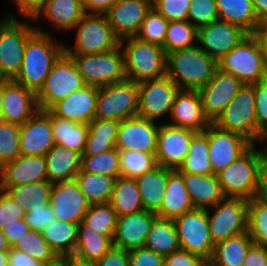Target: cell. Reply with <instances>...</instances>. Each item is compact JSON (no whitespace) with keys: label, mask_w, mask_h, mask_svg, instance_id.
Segmentation results:
<instances>
[{"label":"cell","mask_w":267,"mask_h":266,"mask_svg":"<svg viewBox=\"0 0 267 266\" xmlns=\"http://www.w3.org/2000/svg\"><path fill=\"white\" fill-rule=\"evenodd\" d=\"M77 29L73 48L64 45L66 55L99 54L120 45L104 14H86L73 29Z\"/></svg>","instance_id":"cell-7"},{"label":"cell","mask_w":267,"mask_h":266,"mask_svg":"<svg viewBox=\"0 0 267 266\" xmlns=\"http://www.w3.org/2000/svg\"><path fill=\"white\" fill-rule=\"evenodd\" d=\"M35 31V27L19 22L11 12L1 21L0 68L10 80L19 73L27 39Z\"/></svg>","instance_id":"cell-11"},{"label":"cell","mask_w":267,"mask_h":266,"mask_svg":"<svg viewBox=\"0 0 267 266\" xmlns=\"http://www.w3.org/2000/svg\"><path fill=\"white\" fill-rule=\"evenodd\" d=\"M144 247L164 257L181 249L173 219L157 217L146 237Z\"/></svg>","instance_id":"cell-39"},{"label":"cell","mask_w":267,"mask_h":266,"mask_svg":"<svg viewBox=\"0 0 267 266\" xmlns=\"http://www.w3.org/2000/svg\"><path fill=\"white\" fill-rule=\"evenodd\" d=\"M0 266H9L8 250L0 251Z\"/></svg>","instance_id":"cell-69"},{"label":"cell","mask_w":267,"mask_h":266,"mask_svg":"<svg viewBox=\"0 0 267 266\" xmlns=\"http://www.w3.org/2000/svg\"><path fill=\"white\" fill-rule=\"evenodd\" d=\"M168 23L169 21L152 7L135 37L143 42L163 46Z\"/></svg>","instance_id":"cell-50"},{"label":"cell","mask_w":267,"mask_h":266,"mask_svg":"<svg viewBox=\"0 0 267 266\" xmlns=\"http://www.w3.org/2000/svg\"><path fill=\"white\" fill-rule=\"evenodd\" d=\"M213 124L222 130L241 134L252 144H256L254 84H244Z\"/></svg>","instance_id":"cell-10"},{"label":"cell","mask_w":267,"mask_h":266,"mask_svg":"<svg viewBox=\"0 0 267 266\" xmlns=\"http://www.w3.org/2000/svg\"><path fill=\"white\" fill-rule=\"evenodd\" d=\"M128 256L129 266H164L165 257L145 247L129 250Z\"/></svg>","instance_id":"cell-57"},{"label":"cell","mask_w":267,"mask_h":266,"mask_svg":"<svg viewBox=\"0 0 267 266\" xmlns=\"http://www.w3.org/2000/svg\"><path fill=\"white\" fill-rule=\"evenodd\" d=\"M257 28H267V17L264 18L259 25L257 26Z\"/></svg>","instance_id":"cell-74"},{"label":"cell","mask_w":267,"mask_h":266,"mask_svg":"<svg viewBox=\"0 0 267 266\" xmlns=\"http://www.w3.org/2000/svg\"><path fill=\"white\" fill-rule=\"evenodd\" d=\"M156 154L119 150L121 177L136 179L155 168Z\"/></svg>","instance_id":"cell-47"},{"label":"cell","mask_w":267,"mask_h":266,"mask_svg":"<svg viewBox=\"0 0 267 266\" xmlns=\"http://www.w3.org/2000/svg\"><path fill=\"white\" fill-rule=\"evenodd\" d=\"M187 20L197 29L219 20L215 0H191Z\"/></svg>","instance_id":"cell-52"},{"label":"cell","mask_w":267,"mask_h":266,"mask_svg":"<svg viewBox=\"0 0 267 266\" xmlns=\"http://www.w3.org/2000/svg\"><path fill=\"white\" fill-rule=\"evenodd\" d=\"M253 144L232 164L216 174L226 197L251 200L256 192L258 172L267 160V149Z\"/></svg>","instance_id":"cell-3"},{"label":"cell","mask_w":267,"mask_h":266,"mask_svg":"<svg viewBox=\"0 0 267 266\" xmlns=\"http://www.w3.org/2000/svg\"><path fill=\"white\" fill-rule=\"evenodd\" d=\"M38 110L36 93L13 80L3 86V121L21 126Z\"/></svg>","instance_id":"cell-26"},{"label":"cell","mask_w":267,"mask_h":266,"mask_svg":"<svg viewBox=\"0 0 267 266\" xmlns=\"http://www.w3.org/2000/svg\"><path fill=\"white\" fill-rule=\"evenodd\" d=\"M20 125L0 121V168L20 156Z\"/></svg>","instance_id":"cell-51"},{"label":"cell","mask_w":267,"mask_h":266,"mask_svg":"<svg viewBox=\"0 0 267 266\" xmlns=\"http://www.w3.org/2000/svg\"><path fill=\"white\" fill-rule=\"evenodd\" d=\"M44 157L49 182L74 180L81 170L82 154L57 144Z\"/></svg>","instance_id":"cell-29"},{"label":"cell","mask_w":267,"mask_h":266,"mask_svg":"<svg viewBox=\"0 0 267 266\" xmlns=\"http://www.w3.org/2000/svg\"><path fill=\"white\" fill-rule=\"evenodd\" d=\"M253 198L259 203L267 205V160L258 172L257 187Z\"/></svg>","instance_id":"cell-64"},{"label":"cell","mask_w":267,"mask_h":266,"mask_svg":"<svg viewBox=\"0 0 267 266\" xmlns=\"http://www.w3.org/2000/svg\"><path fill=\"white\" fill-rule=\"evenodd\" d=\"M254 242L246 232L214 245L208 263L211 266H242L250 246Z\"/></svg>","instance_id":"cell-34"},{"label":"cell","mask_w":267,"mask_h":266,"mask_svg":"<svg viewBox=\"0 0 267 266\" xmlns=\"http://www.w3.org/2000/svg\"><path fill=\"white\" fill-rule=\"evenodd\" d=\"M177 171L199 175L213 174L209 160L208 127L193 135L186 158Z\"/></svg>","instance_id":"cell-40"},{"label":"cell","mask_w":267,"mask_h":266,"mask_svg":"<svg viewBox=\"0 0 267 266\" xmlns=\"http://www.w3.org/2000/svg\"><path fill=\"white\" fill-rule=\"evenodd\" d=\"M211 209H214L213 215L206 211L214 245L247 231L248 200L225 197Z\"/></svg>","instance_id":"cell-13"},{"label":"cell","mask_w":267,"mask_h":266,"mask_svg":"<svg viewBox=\"0 0 267 266\" xmlns=\"http://www.w3.org/2000/svg\"><path fill=\"white\" fill-rule=\"evenodd\" d=\"M75 62L86 85L97 88L126 80L124 53L115 49L91 55H67Z\"/></svg>","instance_id":"cell-5"},{"label":"cell","mask_w":267,"mask_h":266,"mask_svg":"<svg viewBox=\"0 0 267 266\" xmlns=\"http://www.w3.org/2000/svg\"><path fill=\"white\" fill-rule=\"evenodd\" d=\"M54 144L49 110H38L20 126V155L45 156Z\"/></svg>","instance_id":"cell-22"},{"label":"cell","mask_w":267,"mask_h":266,"mask_svg":"<svg viewBox=\"0 0 267 266\" xmlns=\"http://www.w3.org/2000/svg\"><path fill=\"white\" fill-rule=\"evenodd\" d=\"M219 20L241 27L251 34L260 21L254 11L252 0H215Z\"/></svg>","instance_id":"cell-35"},{"label":"cell","mask_w":267,"mask_h":266,"mask_svg":"<svg viewBox=\"0 0 267 266\" xmlns=\"http://www.w3.org/2000/svg\"><path fill=\"white\" fill-rule=\"evenodd\" d=\"M218 69L231 74L246 85L267 78L259 45L251 34L218 61Z\"/></svg>","instance_id":"cell-6"},{"label":"cell","mask_w":267,"mask_h":266,"mask_svg":"<svg viewBox=\"0 0 267 266\" xmlns=\"http://www.w3.org/2000/svg\"><path fill=\"white\" fill-rule=\"evenodd\" d=\"M242 266H267V248L253 243L246 254Z\"/></svg>","instance_id":"cell-61"},{"label":"cell","mask_w":267,"mask_h":266,"mask_svg":"<svg viewBox=\"0 0 267 266\" xmlns=\"http://www.w3.org/2000/svg\"><path fill=\"white\" fill-rule=\"evenodd\" d=\"M27 39L19 73L14 82L38 93L44 85L53 64L64 53V45L40 28Z\"/></svg>","instance_id":"cell-1"},{"label":"cell","mask_w":267,"mask_h":266,"mask_svg":"<svg viewBox=\"0 0 267 266\" xmlns=\"http://www.w3.org/2000/svg\"><path fill=\"white\" fill-rule=\"evenodd\" d=\"M247 233L255 244L267 248V205L248 200Z\"/></svg>","instance_id":"cell-49"},{"label":"cell","mask_w":267,"mask_h":266,"mask_svg":"<svg viewBox=\"0 0 267 266\" xmlns=\"http://www.w3.org/2000/svg\"><path fill=\"white\" fill-rule=\"evenodd\" d=\"M118 217L144 210L135 179L117 177L109 200Z\"/></svg>","instance_id":"cell-38"},{"label":"cell","mask_w":267,"mask_h":266,"mask_svg":"<svg viewBox=\"0 0 267 266\" xmlns=\"http://www.w3.org/2000/svg\"><path fill=\"white\" fill-rule=\"evenodd\" d=\"M139 98L137 116L156 122L171 112L178 86L167 76L138 83Z\"/></svg>","instance_id":"cell-14"},{"label":"cell","mask_w":267,"mask_h":266,"mask_svg":"<svg viewBox=\"0 0 267 266\" xmlns=\"http://www.w3.org/2000/svg\"><path fill=\"white\" fill-rule=\"evenodd\" d=\"M26 209L19 206L5 191L0 190V229L24 219Z\"/></svg>","instance_id":"cell-56"},{"label":"cell","mask_w":267,"mask_h":266,"mask_svg":"<svg viewBox=\"0 0 267 266\" xmlns=\"http://www.w3.org/2000/svg\"><path fill=\"white\" fill-rule=\"evenodd\" d=\"M209 160L214 175L237 160L253 144L238 133L218 128L211 123L208 126Z\"/></svg>","instance_id":"cell-15"},{"label":"cell","mask_w":267,"mask_h":266,"mask_svg":"<svg viewBox=\"0 0 267 266\" xmlns=\"http://www.w3.org/2000/svg\"><path fill=\"white\" fill-rule=\"evenodd\" d=\"M173 169L157 165L152 170L136 178L145 211L157 214L160 211L168 176Z\"/></svg>","instance_id":"cell-30"},{"label":"cell","mask_w":267,"mask_h":266,"mask_svg":"<svg viewBox=\"0 0 267 266\" xmlns=\"http://www.w3.org/2000/svg\"><path fill=\"white\" fill-rule=\"evenodd\" d=\"M85 85L73 59L63 53L53 64L44 85L36 94L39 110H48Z\"/></svg>","instance_id":"cell-9"},{"label":"cell","mask_w":267,"mask_h":266,"mask_svg":"<svg viewBox=\"0 0 267 266\" xmlns=\"http://www.w3.org/2000/svg\"><path fill=\"white\" fill-rule=\"evenodd\" d=\"M55 144L83 155L88 136V125L59 118L51 113Z\"/></svg>","instance_id":"cell-36"},{"label":"cell","mask_w":267,"mask_h":266,"mask_svg":"<svg viewBox=\"0 0 267 266\" xmlns=\"http://www.w3.org/2000/svg\"><path fill=\"white\" fill-rule=\"evenodd\" d=\"M195 133L191 129L166 123L160 124L155 155L157 164L177 170L186 158L191 139Z\"/></svg>","instance_id":"cell-18"},{"label":"cell","mask_w":267,"mask_h":266,"mask_svg":"<svg viewBox=\"0 0 267 266\" xmlns=\"http://www.w3.org/2000/svg\"><path fill=\"white\" fill-rule=\"evenodd\" d=\"M119 122L93 119L88 124V136L83 155H96L115 147Z\"/></svg>","instance_id":"cell-41"},{"label":"cell","mask_w":267,"mask_h":266,"mask_svg":"<svg viewBox=\"0 0 267 266\" xmlns=\"http://www.w3.org/2000/svg\"><path fill=\"white\" fill-rule=\"evenodd\" d=\"M44 266H67V257H58L54 262L47 263Z\"/></svg>","instance_id":"cell-70"},{"label":"cell","mask_w":267,"mask_h":266,"mask_svg":"<svg viewBox=\"0 0 267 266\" xmlns=\"http://www.w3.org/2000/svg\"><path fill=\"white\" fill-rule=\"evenodd\" d=\"M257 142H267V78L254 84Z\"/></svg>","instance_id":"cell-53"},{"label":"cell","mask_w":267,"mask_h":266,"mask_svg":"<svg viewBox=\"0 0 267 266\" xmlns=\"http://www.w3.org/2000/svg\"><path fill=\"white\" fill-rule=\"evenodd\" d=\"M16 4L19 12L25 20H32L36 14L44 7L47 0H12Z\"/></svg>","instance_id":"cell-62"},{"label":"cell","mask_w":267,"mask_h":266,"mask_svg":"<svg viewBox=\"0 0 267 266\" xmlns=\"http://www.w3.org/2000/svg\"><path fill=\"white\" fill-rule=\"evenodd\" d=\"M67 266H95V263L84 262V261L76 259L73 256H68Z\"/></svg>","instance_id":"cell-68"},{"label":"cell","mask_w":267,"mask_h":266,"mask_svg":"<svg viewBox=\"0 0 267 266\" xmlns=\"http://www.w3.org/2000/svg\"><path fill=\"white\" fill-rule=\"evenodd\" d=\"M25 222L30 230L43 231L51 222L56 220V216L50 203L43 206L28 205L24 216Z\"/></svg>","instance_id":"cell-55"},{"label":"cell","mask_w":267,"mask_h":266,"mask_svg":"<svg viewBox=\"0 0 267 266\" xmlns=\"http://www.w3.org/2000/svg\"><path fill=\"white\" fill-rule=\"evenodd\" d=\"M53 183L46 181L32 182L8 187L5 192L22 208L28 205L43 206L50 203Z\"/></svg>","instance_id":"cell-43"},{"label":"cell","mask_w":267,"mask_h":266,"mask_svg":"<svg viewBox=\"0 0 267 266\" xmlns=\"http://www.w3.org/2000/svg\"><path fill=\"white\" fill-rule=\"evenodd\" d=\"M3 87L0 88V121L2 120Z\"/></svg>","instance_id":"cell-73"},{"label":"cell","mask_w":267,"mask_h":266,"mask_svg":"<svg viewBox=\"0 0 267 266\" xmlns=\"http://www.w3.org/2000/svg\"><path fill=\"white\" fill-rule=\"evenodd\" d=\"M50 205L57 220L78 224L90 203L74 179L53 183Z\"/></svg>","instance_id":"cell-19"},{"label":"cell","mask_w":267,"mask_h":266,"mask_svg":"<svg viewBox=\"0 0 267 266\" xmlns=\"http://www.w3.org/2000/svg\"><path fill=\"white\" fill-rule=\"evenodd\" d=\"M139 116L119 122L115 148L156 154L160 125Z\"/></svg>","instance_id":"cell-16"},{"label":"cell","mask_w":267,"mask_h":266,"mask_svg":"<svg viewBox=\"0 0 267 266\" xmlns=\"http://www.w3.org/2000/svg\"><path fill=\"white\" fill-rule=\"evenodd\" d=\"M251 35L259 45L264 66L267 70V28H256Z\"/></svg>","instance_id":"cell-66"},{"label":"cell","mask_w":267,"mask_h":266,"mask_svg":"<svg viewBox=\"0 0 267 266\" xmlns=\"http://www.w3.org/2000/svg\"><path fill=\"white\" fill-rule=\"evenodd\" d=\"M46 159L44 156H18L0 168V190L27 183L46 181Z\"/></svg>","instance_id":"cell-24"},{"label":"cell","mask_w":267,"mask_h":266,"mask_svg":"<svg viewBox=\"0 0 267 266\" xmlns=\"http://www.w3.org/2000/svg\"><path fill=\"white\" fill-rule=\"evenodd\" d=\"M120 46L128 80L139 83L166 75V53L162 46L140 41L136 37L120 40Z\"/></svg>","instance_id":"cell-4"},{"label":"cell","mask_w":267,"mask_h":266,"mask_svg":"<svg viewBox=\"0 0 267 266\" xmlns=\"http://www.w3.org/2000/svg\"><path fill=\"white\" fill-rule=\"evenodd\" d=\"M243 85L231 74L217 69L210 81L199 89L203 111L210 123L217 120Z\"/></svg>","instance_id":"cell-17"},{"label":"cell","mask_w":267,"mask_h":266,"mask_svg":"<svg viewBox=\"0 0 267 266\" xmlns=\"http://www.w3.org/2000/svg\"><path fill=\"white\" fill-rule=\"evenodd\" d=\"M193 209L183 176L174 170L168 176L161 208L156 215L160 218L174 219Z\"/></svg>","instance_id":"cell-32"},{"label":"cell","mask_w":267,"mask_h":266,"mask_svg":"<svg viewBox=\"0 0 267 266\" xmlns=\"http://www.w3.org/2000/svg\"><path fill=\"white\" fill-rule=\"evenodd\" d=\"M180 247L207 262L210 260L214 243L210 237L207 211L193 209L173 219Z\"/></svg>","instance_id":"cell-12"},{"label":"cell","mask_w":267,"mask_h":266,"mask_svg":"<svg viewBox=\"0 0 267 266\" xmlns=\"http://www.w3.org/2000/svg\"><path fill=\"white\" fill-rule=\"evenodd\" d=\"M98 88L85 85L66 98L59 100L48 110L55 116L88 125L95 119Z\"/></svg>","instance_id":"cell-27"},{"label":"cell","mask_w":267,"mask_h":266,"mask_svg":"<svg viewBox=\"0 0 267 266\" xmlns=\"http://www.w3.org/2000/svg\"><path fill=\"white\" fill-rule=\"evenodd\" d=\"M75 180L90 204L109 203L116 178L80 170Z\"/></svg>","instance_id":"cell-42"},{"label":"cell","mask_w":267,"mask_h":266,"mask_svg":"<svg viewBox=\"0 0 267 266\" xmlns=\"http://www.w3.org/2000/svg\"><path fill=\"white\" fill-rule=\"evenodd\" d=\"M10 79L3 73L0 68V88H2Z\"/></svg>","instance_id":"cell-72"},{"label":"cell","mask_w":267,"mask_h":266,"mask_svg":"<svg viewBox=\"0 0 267 266\" xmlns=\"http://www.w3.org/2000/svg\"><path fill=\"white\" fill-rule=\"evenodd\" d=\"M180 174L183 176L194 209H210L226 197L216 175Z\"/></svg>","instance_id":"cell-28"},{"label":"cell","mask_w":267,"mask_h":266,"mask_svg":"<svg viewBox=\"0 0 267 266\" xmlns=\"http://www.w3.org/2000/svg\"><path fill=\"white\" fill-rule=\"evenodd\" d=\"M217 69L218 62L199 44L166 54V75L179 90H199Z\"/></svg>","instance_id":"cell-2"},{"label":"cell","mask_w":267,"mask_h":266,"mask_svg":"<svg viewBox=\"0 0 267 266\" xmlns=\"http://www.w3.org/2000/svg\"><path fill=\"white\" fill-rule=\"evenodd\" d=\"M1 230L6 237L8 244L12 247L18 239L22 238L25 233L30 230V227L24 219H21L15 220L14 223L6 225Z\"/></svg>","instance_id":"cell-60"},{"label":"cell","mask_w":267,"mask_h":266,"mask_svg":"<svg viewBox=\"0 0 267 266\" xmlns=\"http://www.w3.org/2000/svg\"><path fill=\"white\" fill-rule=\"evenodd\" d=\"M138 83L124 80L98 88L95 119L123 121L137 116Z\"/></svg>","instance_id":"cell-8"},{"label":"cell","mask_w":267,"mask_h":266,"mask_svg":"<svg viewBox=\"0 0 267 266\" xmlns=\"http://www.w3.org/2000/svg\"><path fill=\"white\" fill-rule=\"evenodd\" d=\"M207 263L203 258L183 249L173 251L164 260V266H205Z\"/></svg>","instance_id":"cell-58"},{"label":"cell","mask_w":267,"mask_h":266,"mask_svg":"<svg viewBox=\"0 0 267 266\" xmlns=\"http://www.w3.org/2000/svg\"><path fill=\"white\" fill-rule=\"evenodd\" d=\"M152 0H118L104 15L119 40L135 37Z\"/></svg>","instance_id":"cell-21"},{"label":"cell","mask_w":267,"mask_h":266,"mask_svg":"<svg viewBox=\"0 0 267 266\" xmlns=\"http://www.w3.org/2000/svg\"><path fill=\"white\" fill-rule=\"evenodd\" d=\"M118 0H82L86 14H105Z\"/></svg>","instance_id":"cell-65"},{"label":"cell","mask_w":267,"mask_h":266,"mask_svg":"<svg viewBox=\"0 0 267 266\" xmlns=\"http://www.w3.org/2000/svg\"><path fill=\"white\" fill-rule=\"evenodd\" d=\"M170 117V122L166 124L195 132L204 131L211 124L204 114L199 90H179L175 96Z\"/></svg>","instance_id":"cell-23"},{"label":"cell","mask_w":267,"mask_h":266,"mask_svg":"<svg viewBox=\"0 0 267 266\" xmlns=\"http://www.w3.org/2000/svg\"><path fill=\"white\" fill-rule=\"evenodd\" d=\"M157 217L156 214L145 210L118 217L112 238L113 247L127 251L144 247L146 237Z\"/></svg>","instance_id":"cell-25"},{"label":"cell","mask_w":267,"mask_h":266,"mask_svg":"<svg viewBox=\"0 0 267 266\" xmlns=\"http://www.w3.org/2000/svg\"><path fill=\"white\" fill-rule=\"evenodd\" d=\"M112 238L113 236H104L94 232L79 222L73 257L84 262L96 263L113 247Z\"/></svg>","instance_id":"cell-33"},{"label":"cell","mask_w":267,"mask_h":266,"mask_svg":"<svg viewBox=\"0 0 267 266\" xmlns=\"http://www.w3.org/2000/svg\"><path fill=\"white\" fill-rule=\"evenodd\" d=\"M254 11L261 22L267 17V0H252Z\"/></svg>","instance_id":"cell-67"},{"label":"cell","mask_w":267,"mask_h":266,"mask_svg":"<svg viewBox=\"0 0 267 266\" xmlns=\"http://www.w3.org/2000/svg\"><path fill=\"white\" fill-rule=\"evenodd\" d=\"M10 245L8 244L5 235L3 234L2 230L0 229V251L1 250H9Z\"/></svg>","instance_id":"cell-71"},{"label":"cell","mask_w":267,"mask_h":266,"mask_svg":"<svg viewBox=\"0 0 267 266\" xmlns=\"http://www.w3.org/2000/svg\"><path fill=\"white\" fill-rule=\"evenodd\" d=\"M197 35L198 29L188 20L169 21L162 48L167 54L195 46Z\"/></svg>","instance_id":"cell-45"},{"label":"cell","mask_w":267,"mask_h":266,"mask_svg":"<svg viewBox=\"0 0 267 266\" xmlns=\"http://www.w3.org/2000/svg\"><path fill=\"white\" fill-rule=\"evenodd\" d=\"M247 35L241 27L217 20L198 29L197 42L218 62Z\"/></svg>","instance_id":"cell-20"},{"label":"cell","mask_w":267,"mask_h":266,"mask_svg":"<svg viewBox=\"0 0 267 266\" xmlns=\"http://www.w3.org/2000/svg\"><path fill=\"white\" fill-rule=\"evenodd\" d=\"M42 15L57 29L73 30L86 13L82 0H47L32 22L40 20Z\"/></svg>","instance_id":"cell-31"},{"label":"cell","mask_w":267,"mask_h":266,"mask_svg":"<svg viewBox=\"0 0 267 266\" xmlns=\"http://www.w3.org/2000/svg\"><path fill=\"white\" fill-rule=\"evenodd\" d=\"M191 0H152V7L168 21L187 20Z\"/></svg>","instance_id":"cell-54"},{"label":"cell","mask_w":267,"mask_h":266,"mask_svg":"<svg viewBox=\"0 0 267 266\" xmlns=\"http://www.w3.org/2000/svg\"><path fill=\"white\" fill-rule=\"evenodd\" d=\"M117 219V213L110 203H99L90 204L81 222L94 232L104 236H113Z\"/></svg>","instance_id":"cell-44"},{"label":"cell","mask_w":267,"mask_h":266,"mask_svg":"<svg viewBox=\"0 0 267 266\" xmlns=\"http://www.w3.org/2000/svg\"><path fill=\"white\" fill-rule=\"evenodd\" d=\"M81 170L91 174L120 177L119 150L115 147L96 155H82Z\"/></svg>","instance_id":"cell-46"},{"label":"cell","mask_w":267,"mask_h":266,"mask_svg":"<svg viewBox=\"0 0 267 266\" xmlns=\"http://www.w3.org/2000/svg\"><path fill=\"white\" fill-rule=\"evenodd\" d=\"M41 234L58 257L73 256L77 242L78 224L56 219L41 231Z\"/></svg>","instance_id":"cell-37"},{"label":"cell","mask_w":267,"mask_h":266,"mask_svg":"<svg viewBox=\"0 0 267 266\" xmlns=\"http://www.w3.org/2000/svg\"><path fill=\"white\" fill-rule=\"evenodd\" d=\"M95 266H129L128 251L112 247Z\"/></svg>","instance_id":"cell-59"},{"label":"cell","mask_w":267,"mask_h":266,"mask_svg":"<svg viewBox=\"0 0 267 266\" xmlns=\"http://www.w3.org/2000/svg\"><path fill=\"white\" fill-rule=\"evenodd\" d=\"M12 248L23 251L45 264L54 262L58 258L42 237L41 232L35 230H29L25 233L13 244Z\"/></svg>","instance_id":"cell-48"},{"label":"cell","mask_w":267,"mask_h":266,"mask_svg":"<svg viewBox=\"0 0 267 266\" xmlns=\"http://www.w3.org/2000/svg\"><path fill=\"white\" fill-rule=\"evenodd\" d=\"M9 266H44L45 263L36 260L31 255L10 247L8 250Z\"/></svg>","instance_id":"cell-63"}]
</instances>
